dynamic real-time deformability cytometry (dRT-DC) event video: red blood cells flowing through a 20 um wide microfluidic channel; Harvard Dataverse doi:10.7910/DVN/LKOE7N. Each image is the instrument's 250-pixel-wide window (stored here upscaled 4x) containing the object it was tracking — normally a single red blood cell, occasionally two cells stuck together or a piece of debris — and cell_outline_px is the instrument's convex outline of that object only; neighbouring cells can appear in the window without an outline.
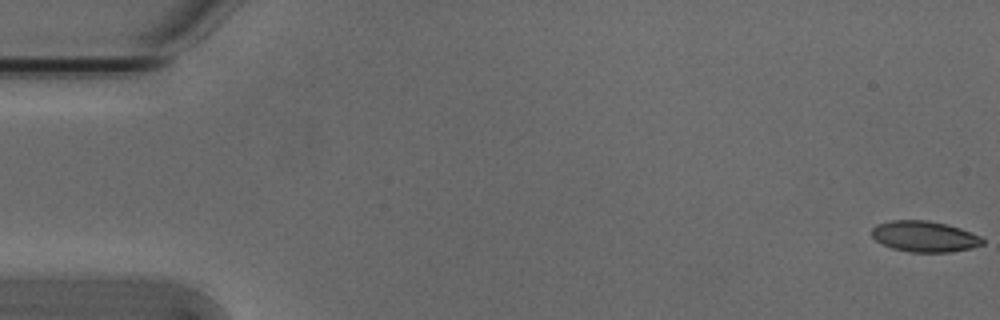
{"species": "Egyptian fruit bat (a non-hibernating species)", "species_latin": "Rousettus aegyptiacus", "temperature_condition": "cold", "stored_images_in_passage": 5, "camera_frame_rate_fps": 3000, "um_per_image_px": 0.085, "animal": {"sex": "male"}, "frame": {"image": 1, "passage_image": 1, "time_ms": 0.0, "image_size_px": [1000, 320], "cell_outline_px": [[984, 244], [972, 248], [952, 252], [908, 252], [892, 248], [876, 240], [872, 236], [872, 228], [876, 224], [892, 220], [928, 220], [948, 224], [960, 228], [980, 236], [984, 240]], "centroid_in_image_um": [78.6, 20.1], "position_along_channel_um": 6.4, "area_um2": 20.06}}
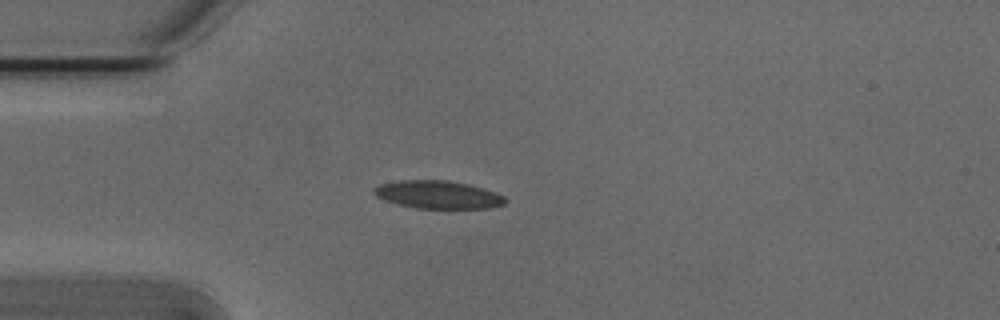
{"frame": {"image": 2, "passage_image": 4, "time_ms": 1.0, "image_size_px": [1000, 320], "cell_outline_px": [[508, 200], [504, 204], [492, 208], [416, 208], [396, 204], [384, 200], [376, 196], [372, 192], [372, 188], [380, 184], [400, 180], [448, 180], [468, 184], [484, 188], [504, 196]], "centroid_in_image_um": [37.21, 16.54], "position_along_channel_um": 47.8, "area_um2": 21.5}}